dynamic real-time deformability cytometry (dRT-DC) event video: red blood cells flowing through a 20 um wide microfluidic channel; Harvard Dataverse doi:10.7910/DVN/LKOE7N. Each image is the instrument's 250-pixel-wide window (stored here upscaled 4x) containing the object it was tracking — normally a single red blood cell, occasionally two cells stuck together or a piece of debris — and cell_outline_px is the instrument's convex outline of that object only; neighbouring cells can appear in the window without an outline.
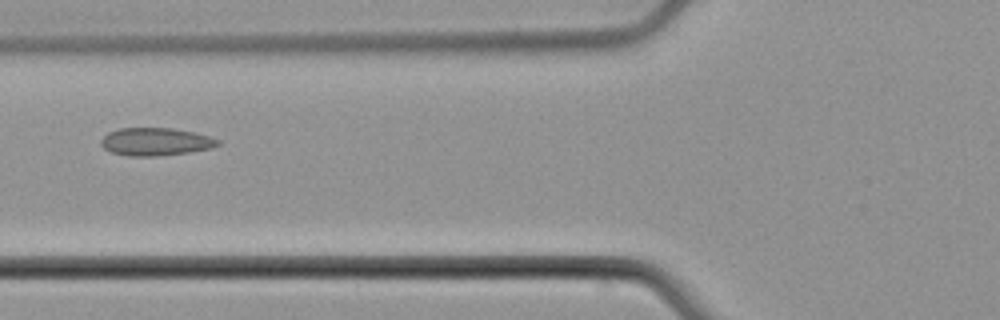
{"species": "common noctule bat (a hibernating species)", "species_latin": "Nyctalus noctula", "temperature_condition": "cold", "stored_images_in_passage": 4, "camera_frame_rate_fps": 3000, "um_per_image_px": 0.085, "animal": {"sex": "male", "body_mass_g": 21.5, "forearm_length_mm": 52.0}, "frame": {"image": 1, "passage_image": 4, "time_ms": 3.667, "image_size_px": [1000, 320], "cell_outline_px": [[220, 144], [212, 148], [188, 152], [156, 156], [128, 156], [112, 152], [104, 148], [100, 144], [100, 140], [108, 132], [120, 128], [172, 128], [196, 132], [220, 140]], "centroid_in_image_um": [13.23, 12.04], "position_along_channel_um": 112.6, "area_um2": 18.96}}